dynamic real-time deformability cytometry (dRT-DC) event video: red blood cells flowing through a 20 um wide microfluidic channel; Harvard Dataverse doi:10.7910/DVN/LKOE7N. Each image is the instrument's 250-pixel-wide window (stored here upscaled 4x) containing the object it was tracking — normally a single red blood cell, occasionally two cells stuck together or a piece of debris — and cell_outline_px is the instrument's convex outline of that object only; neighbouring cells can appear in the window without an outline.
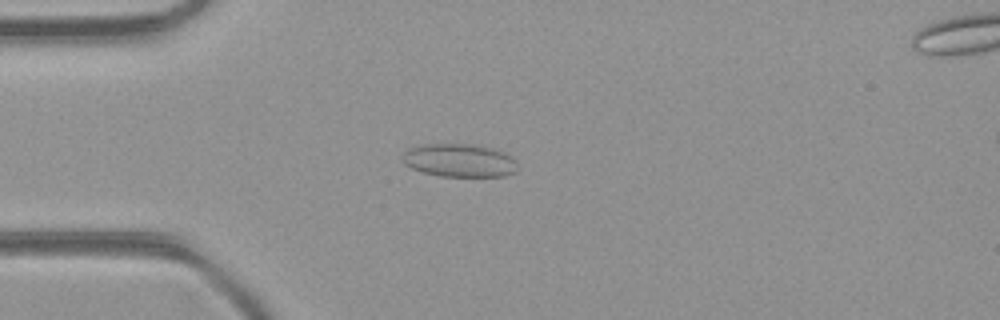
{"species": "common noctule bat (a hibernating species)", "species_latin": "Nyctalus noctula", "temperature_condition": "room temperature", "stored_images_in_passage": 42, "camera_frame_rate_fps": 3000, "um_per_image_px": 0.085, "animal": {"sex": "female", "body_mass_g": 21.9}, "frame": {"image": 1, "passage_image": 12, "time_ms": 3.667, "image_size_px": [1000, 320], "cell_outline_px": [[516, 168], [512, 172], [504, 176], [440, 176], [424, 172], [412, 168], [404, 164], [404, 152], [408, 148], [424, 144], [476, 144], [492, 148], [504, 152], [512, 156], [516, 160]], "centroid_in_image_um": [39.06, 13.62], "position_along_channel_um": 45.9, "area_um2": 22.14}}
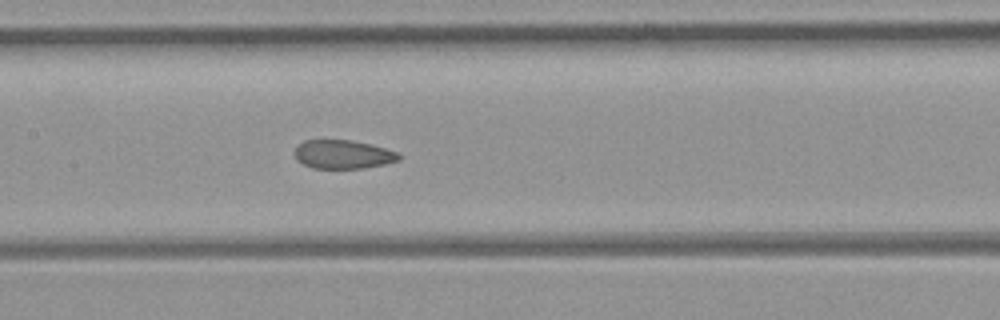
{"frame": {"image": 2, "passage_image": 22, "time_ms": 7.0, "image_size_px": [1000, 320], "cell_outline_px": [[404, 156], [400, 160], [384, 164], [364, 168], [312, 168], [296, 160], [292, 152], [296, 144], [304, 140], [352, 140], [372, 144], [400, 152]], "centroid_in_image_um": [29.16, 13.11], "position_along_channel_um": 178.2, "area_um2": 17.92}}
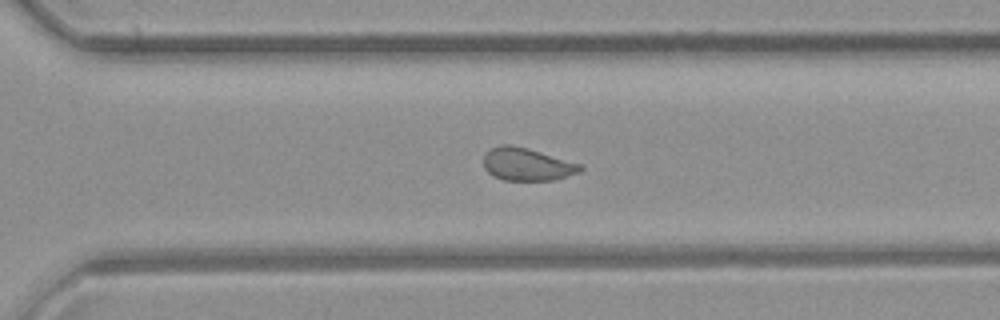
{"frame": {"image": 3, "passage_image": 32, "time_ms": 10.333, "image_size_px": [1000, 320], "cell_outline_px": [[584, 168], [580, 172], [556, 180], [504, 180], [488, 172], [484, 168], [484, 152], [492, 148], [504, 144], [512, 144], [528, 148], [584, 164]], "centroid_in_image_um": [44.85, 13.96], "position_along_channel_um": 325.8, "area_um2": 18.67}, "authors_computed_cell_mechanics": {"area_um2": 20.6346, "velocity_mm_per_s": 4.4478, "shape_relaxation_time_tau1_ms": null, "shape_relaxation_time_tau2_ms": 1.249, "deformation_change_tau1": null, "deformation_change_tau2": 0.0696}}